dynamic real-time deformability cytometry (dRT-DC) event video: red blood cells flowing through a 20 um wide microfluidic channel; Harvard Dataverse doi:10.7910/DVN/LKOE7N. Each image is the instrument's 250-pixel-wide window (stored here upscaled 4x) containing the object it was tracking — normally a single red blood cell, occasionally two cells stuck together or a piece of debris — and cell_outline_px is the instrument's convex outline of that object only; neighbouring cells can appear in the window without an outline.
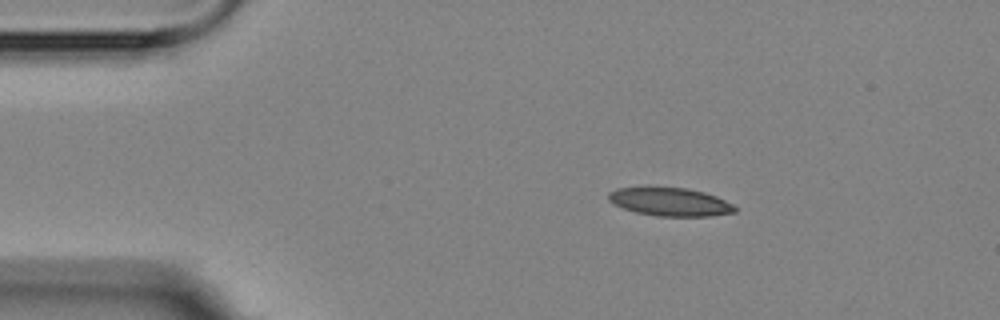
{"species": "Egyptian fruit bat (a non-hibernating species)", "species_latin": "Rousettus aegyptiacus", "temperature_condition": "room temperature", "stored_images_in_passage": 6, "camera_frame_rate_fps": 3000, "um_per_image_px": 0.085, "animal": {"sex": "female"}, "frame": {"image": 1, "passage_image": 3, "time_ms": 2.333, "image_size_px": [1000, 320], "cell_outline_px": [[736, 212], [712, 216], [656, 216], [636, 212], [624, 208], [608, 200], [608, 192], [616, 188], [688, 188], [704, 192], [716, 196], [732, 204], [736, 208]], "centroid_in_image_um": [56.98, 17.17], "position_along_channel_um": 28.0, "area_um2": 20.58}}
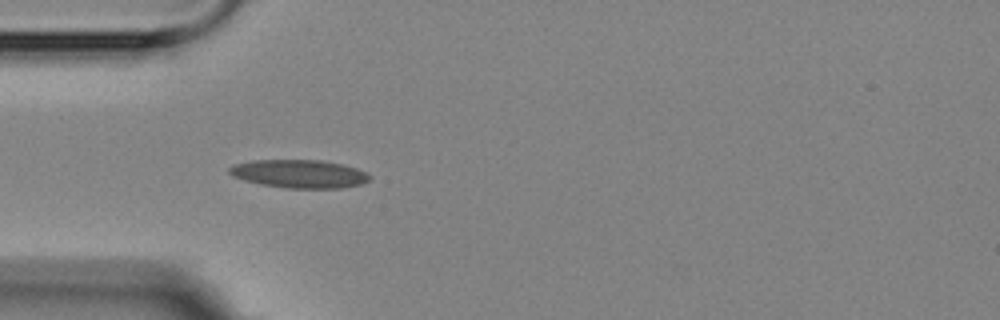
{"frame": {"image": 2, "passage_image": 5, "time_ms": 4.667, "image_size_px": [1000, 320], "cell_outline_px": [[372, 176], [368, 180], [360, 184], [340, 188], [288, 188], [260, 184], [244, 180], [232, 176], [228, 172], [228, 168], [232, 164], [252, 160], [320, 160], [344, 164], [356, 168]], "centroid_in_image_um": [25.4, 14.76], "position_along_channel_um": 59.6, "area_um2": 23.12}}
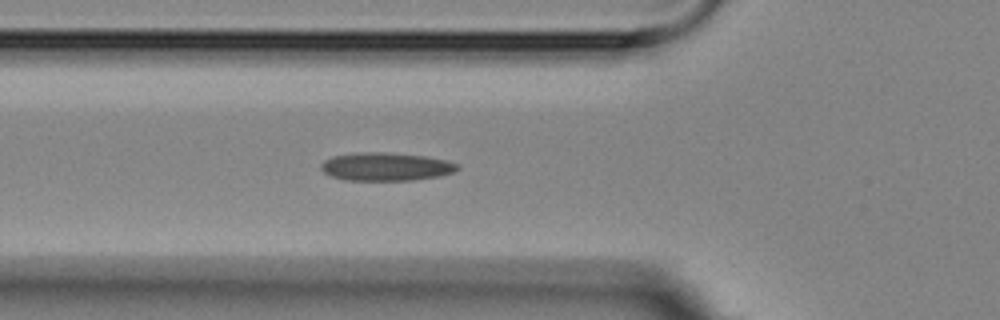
{"frame": {"image": 3, "passage_image": 6, "time_ms": 5.667, "image_size_px": [1000, 320], "cell_outline_px": [[460, 168], [452, 172], [440, 176], [412, 180], [344, 180], [332, 176], [324, 172], [320, 168], [320, 164], [324, 160], [332, 156], [356, 152], [384, 152], [424, 156], [444, 160], [456, 164]], "centroid_in_image_um": [32.75, 14.16], "position_along_channel_um": 93.1, "area_um2": 22.31}}